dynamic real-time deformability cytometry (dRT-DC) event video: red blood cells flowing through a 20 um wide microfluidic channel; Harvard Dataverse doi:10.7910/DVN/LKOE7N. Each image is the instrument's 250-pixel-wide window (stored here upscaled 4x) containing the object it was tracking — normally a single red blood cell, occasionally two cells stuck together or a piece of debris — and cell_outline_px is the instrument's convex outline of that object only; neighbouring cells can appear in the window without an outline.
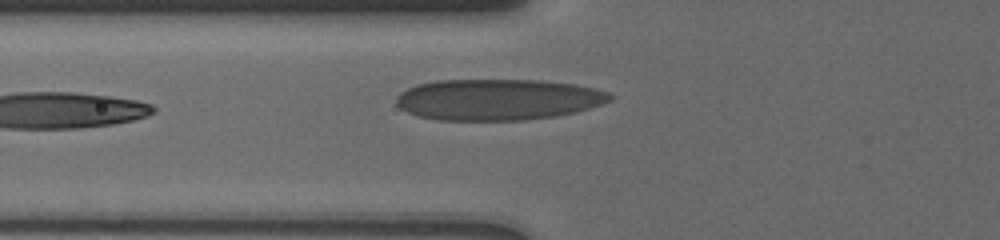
{"species": "human", "species_latin": "Homo sapiens", "temperature_condition": "cold", "stored_images_in_passage": 3, "camera_frame_rate_fps": 3000, "um_per_image_px": 0.085, "donor": {"sex": "male"}, "frame": {"image": 1, "passage_image": 3, "time_ms": 1.333, "image_size_px": [1000, 240], "cell_outline_px": [[616, 96], [612, 100], [588, 108], [556, 116], [524, 120], [440, 120], [416, 116], [400, 108], [396, 104], [396, 96], [400, 92], [416, 84], [436, 80], [540, 80], [572, 84], [592, 88], [608, 92]], "centroid_in_image_um": [42.28, 8.46], "position_along_channel_um": 83.5, "area_um2": 51.27}}